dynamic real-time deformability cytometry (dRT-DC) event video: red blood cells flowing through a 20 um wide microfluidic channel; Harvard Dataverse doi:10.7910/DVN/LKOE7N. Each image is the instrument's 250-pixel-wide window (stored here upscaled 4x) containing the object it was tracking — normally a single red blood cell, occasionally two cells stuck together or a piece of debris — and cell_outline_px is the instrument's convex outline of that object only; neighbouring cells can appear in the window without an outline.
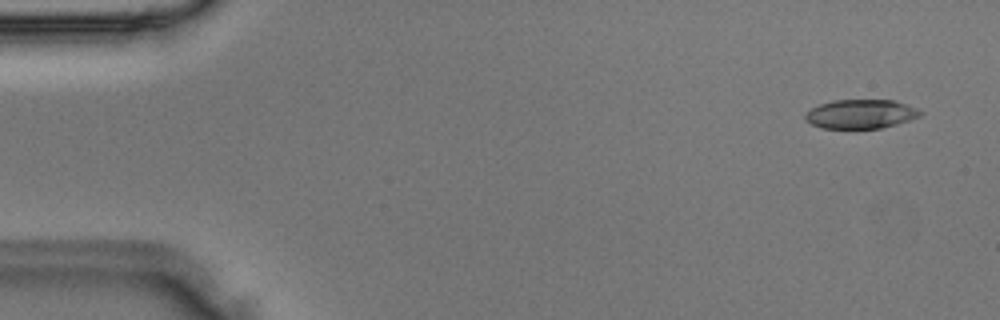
{"species": "Egyptian fruit bat (a non-hibernating species)", "species_latin": "Rousettus aegyptiacus", "temperature_condition": "room temperature", "stored_images_in_passage": 48, "camera_frame_rate_fps": 3000, "um_per_image_px": 0.085, "animal": {"sex": "male"}, "frame": {"image": 1, "passage_image": 3, "time_ms": 0.667, "image_size_px": [1000, 320], "cell_outline_px": [[924, 112], [920, 116], [896, 124], [880, 128], [820, 128], [804, 120], [804, 112], [820, 104], [832, 100], [892, 100], [916, 108]], "centroid_in_image_um": [73.11, 9.69], "position_along_channel_um": 11.9, "area_um2": 19.42}}
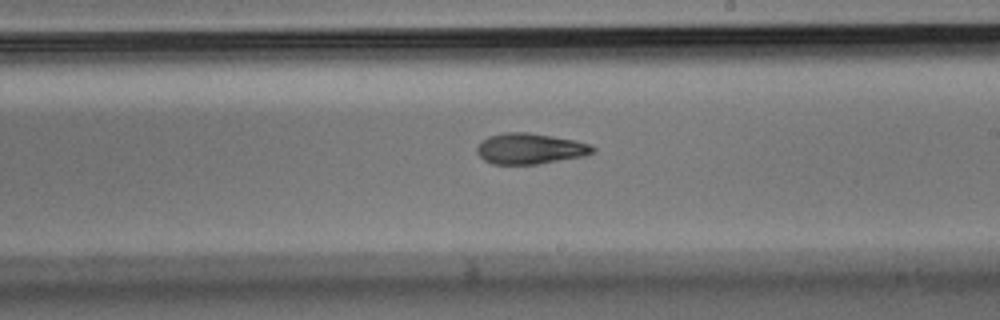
{"frame": {"image": 2, "passage_image": 28, "time_ms": 9.0, "image_size_px": [1000, 320], "cell_outline_px": [[596, 152], [584, 156], [536, 164], [492, 164], [484, 160], [476, 152], [476, 148], [480, 140], [488, 136], [504, 132], [528, 132], [576, 140], [588, 144], [596, 148]], "centroid_in_image_um": [45.03, 12.63], "position_along_channel_um": 244.0, "area_um2": 20.92}}
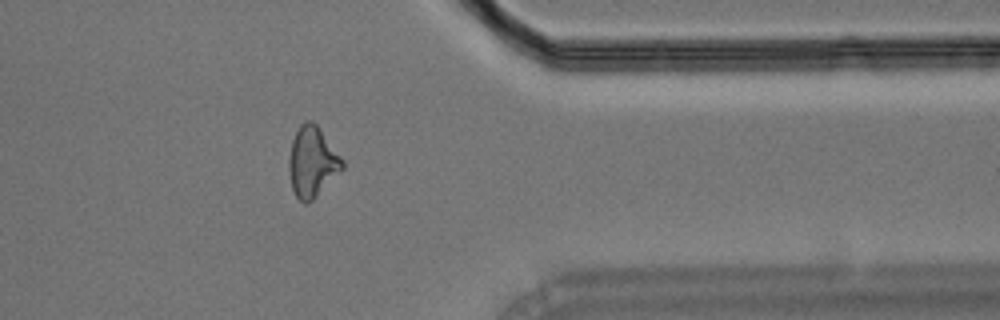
{"frame": {"image": 3, "passage_image": 39, "time_ms": 12.667, "image_size_px": [1000, 320], "cell_outline_px": [[344, 168], [308, 204], [304, 204], [296, 196], [292, 188], [288, 172], [288, 160], [292, 140], [300, 124], [304, 120], [312, 120], [320, 128], [344, 160]], "centroid_in_image_um": [26.53, 13.75], "position_along_channel_um": 384.9, "area_um2": 22.02}}